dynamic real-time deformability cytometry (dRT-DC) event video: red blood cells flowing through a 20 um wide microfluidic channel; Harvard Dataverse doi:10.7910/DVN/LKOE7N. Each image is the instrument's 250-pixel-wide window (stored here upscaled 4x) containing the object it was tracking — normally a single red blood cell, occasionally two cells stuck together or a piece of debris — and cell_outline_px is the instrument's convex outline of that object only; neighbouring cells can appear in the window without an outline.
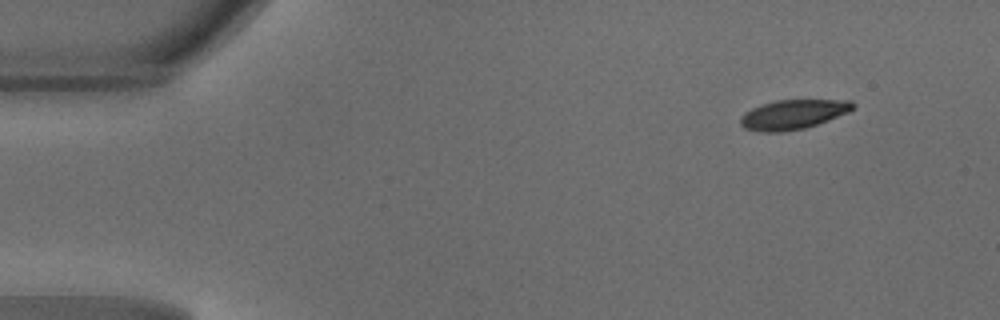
{"species": "common noctule bat (a hibernating species)", "species_latin": "Nyctalus noctula", "temperature_condition": "warm", "stored_images_in_passage": 44, "camera_frame_rate_fps": 3000, "um_per_image_px": 0.085, "animal": {"sex": "male", "body_mass_g": 18.8}, "frame": {"image": 1, "passage_image": 1, "time_ms": 0.0, "image_size_px": [1000, 320], "cell_outline_px": [[856, 108], [848, 112], [828, 120], [804, 128], [780, 132], [760, 132], [744, 128], [740, 124], [740, 116], [744, 112], [752, 108], [776, 100], [852, 100], [856, 104]], "centroid_in_image_um": [67.42, 9.72], "position_along_channel_um": 17.6, "area_um2": 19.36}}
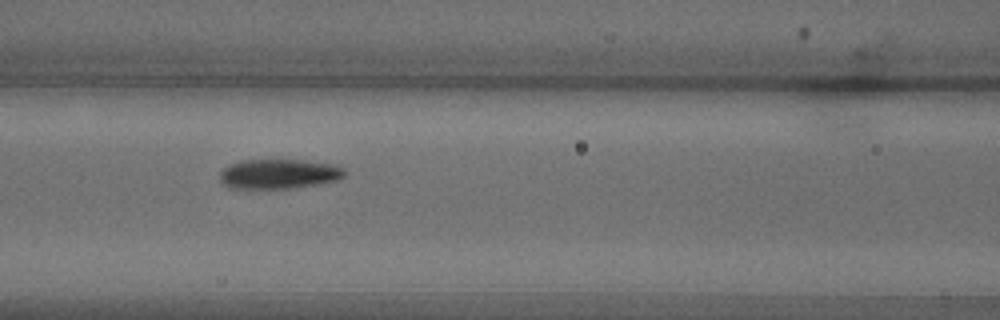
{"frame": {"image": 2, "passage_image": 17, "time_ms": 5.333, "image_size_px": [1000, 320], "cell_outline_px": [[344, 176], [336, 180], [320, 184], [296, 188], [228, 188], [220, 180], [220, 172], [228, 164], [240, 160], [300, 160], [332, 164], [344, 168]], "centroid_in_image_um": [23.68, 14.78], "position_along_channel_um": 142.9, "area_um2": 21.62}}
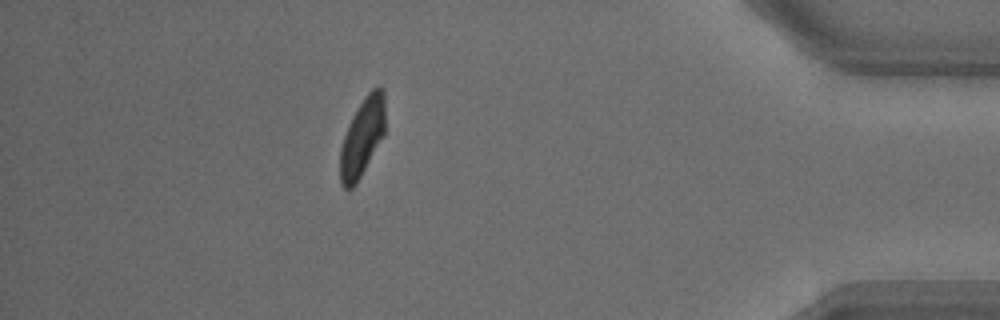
{"frame": {"image": 3, "passage_image": 39, "time_ms": 12.667, "image_size_px": [1000, 320], "cell_outline_px": [[384, 136], [356, 184], [352, 188], [344, 188], [340, 184], [340, 148], [348, 124], [352, 116], [364, 96], [372, 88], [384, 88]], "centroid_in_image_um": [30.78, 11.67], "position_along_channel_um": 404.4, "area_um2": 20.52}, "authors_computed_cell_mechanics": {"area_um2": 21.5594, "velocity_mm_per_s": 4.1723, "shape_relaxation_time_tau1_ms": 2.888, "shape_relaxation_time_tau2_ms": 1.7707, "deformation_change_tau1": 0.1859, "deformation_change_tau2": 0.0849}}